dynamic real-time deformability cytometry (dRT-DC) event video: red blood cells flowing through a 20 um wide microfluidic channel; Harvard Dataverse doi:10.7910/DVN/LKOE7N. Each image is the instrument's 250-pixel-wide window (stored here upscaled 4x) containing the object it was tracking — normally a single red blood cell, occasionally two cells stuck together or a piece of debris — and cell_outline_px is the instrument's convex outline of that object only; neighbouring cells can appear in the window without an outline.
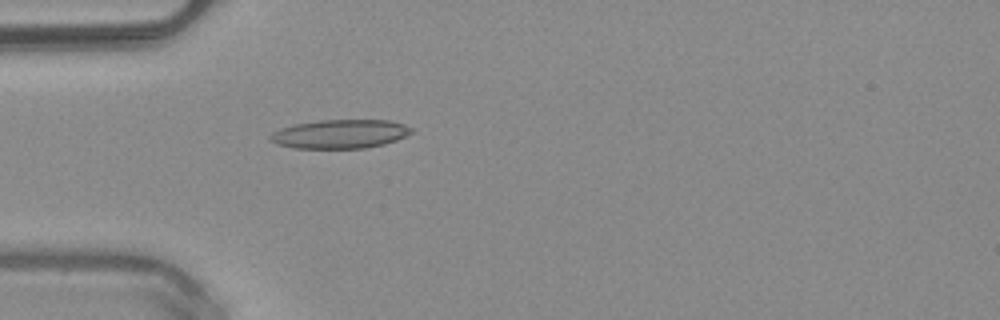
{"species": "common noctule bat (a hibernating species)", "species_latin": "Nyctalus noctula", "temperature_condition": "warm", "stored_images_in_passage": 36, "camera_frame_rate_fps": 3000, "um_per_image_px": 0.085, "animal": {"sex": "male", "body_mass_g": 20.4}, "frame": {"image": 1, "passage_image": 1, "time_ms": 0.0, "image_size_px": [1000, 320], "cell_outline_px": [[416, 128], [412, 132], [396, 140], [384, 144], [364, 148], [296, 148], [276, 144], [268, 136], [272, 132], [280, 128], [292, 124], [320, 120], [388, 120], [404, 124]], "centroid_in_image_um": [28.91, 11.38], "position_along_channel_um": 56.1, "area_um2": 23.81}}
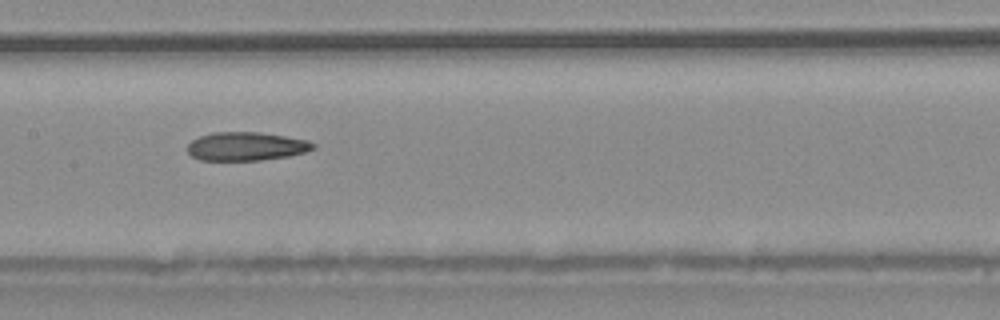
{"frame": {"image": 2, "passage_image": 11, "time_ms": 3.333, "image_size_px": [1000, 320], "cell_outline_px": [[316, 148], [304, 152], [288, 156], [260, 160], [200, 160], [192, 156], [188, 152], [188, 144], [192, 140], [200, 136], [212, 132], [260, 132], [308, 140], [316, 144]], "centroid_in_image_um": [20.93, 12.43], "position_along_channel_um": 186.5, "area_um2": 20.87}}
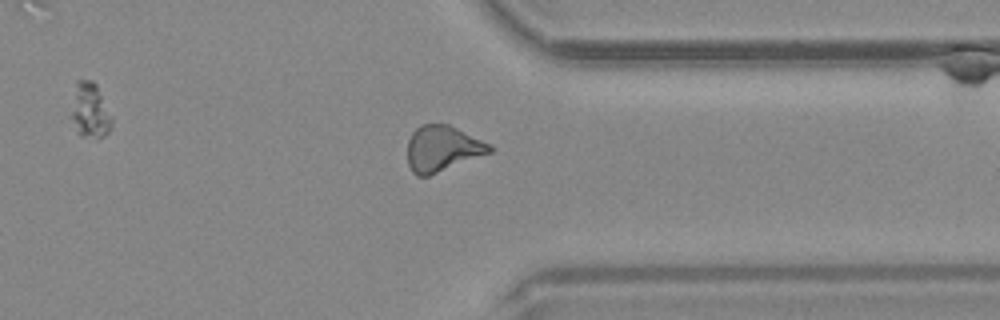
{"frame": {"image": 3, "passage_image": 25, "time_ms": 8.0, "image_size_px": [1000, 320], "cell_outline_px": [[492, 152], [428, 176], [416, 176], [412, 172], [408, 164], [408, 140], [412, 132], [420, 124], [448, 124], [492, 144]], "centroid_in_image_um": [37.6, 12.62], "position_along_channel_um": 373.8, "area_um2": 21.96}, "authors_computed_cell_mechanics": {"area_um2": 21.386, "velocity_mm_per_s": 4.0669, "shape_relaxation_time_tau1_ms": null, "shape_relaxation_time_tau2_ms": 7.4872, "deformation_change_tau1": null, "deformation_change_tau2": 0.2048}}